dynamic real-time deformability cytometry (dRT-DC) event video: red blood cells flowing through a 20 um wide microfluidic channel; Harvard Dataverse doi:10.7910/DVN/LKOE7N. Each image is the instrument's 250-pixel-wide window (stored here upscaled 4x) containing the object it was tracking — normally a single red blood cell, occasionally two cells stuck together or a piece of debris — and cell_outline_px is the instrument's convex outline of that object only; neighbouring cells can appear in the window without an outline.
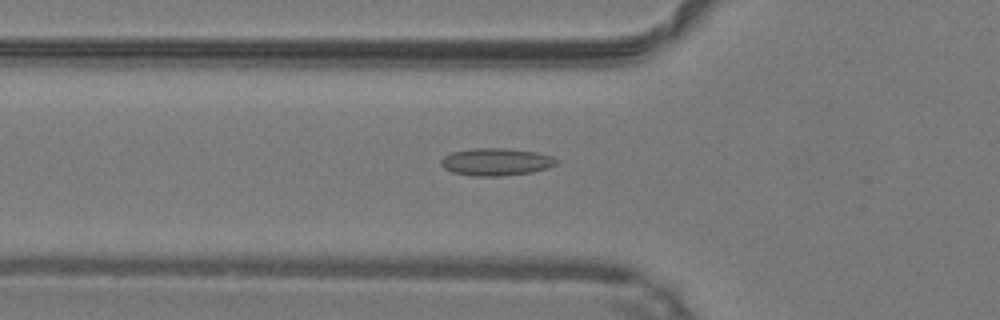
{"species": "common noctule bat (a hibernating species)", "species_latin": "Nyctalus noctula", "temperature_condition": "warm", "stored_images_in_passage": 44, "camera_frame_rate_fps": 3000, "um_per_image_px": 0.085, "animal": {"sex": "male", "body_mass_g": 19.2, "forearm_length_mm": 51.8}, "frame": {"image": 1, "passage_image": 17, "time_ms": 5.333, "image_size_px": [1000, 320], "cell_outline_px": [[560, 160], [556, 164], [548, 168], [532, 172], [500, 176], [476, 176], [452, 172], [444, 168], [440, 164], [440, 160], [444, 156], [452, 152], [472, 148], [504, 148], [536, 152], [552, 156]], "centroid_in_image_um": [42.17, 13.75], "position_along_channel_um": 83.6, "area_um2": 18.5}}
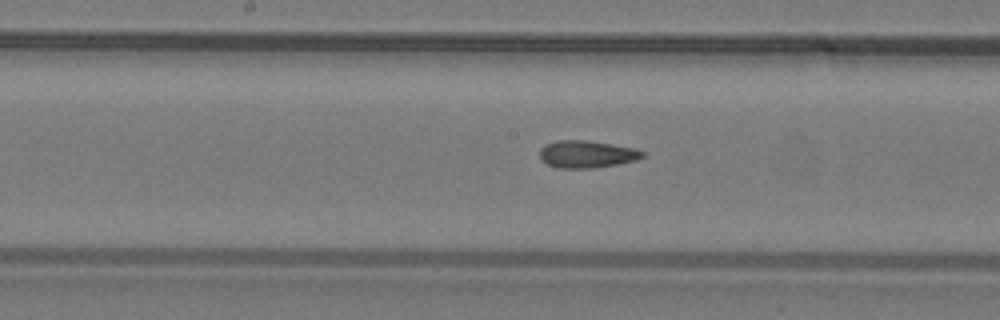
{"frame": {"image": 2, "passage_image": 25, "time_ms": 8.0, "image_size_px": [1000, 320], "cell_outline_px": [[644, 156], [636, 160], [616, 164], [592, 168], [560, 168], [548, 164], [540, 160], [540, 148], [544, 144], [556, 140], [588, 140], [636, 148], [644, 152]], "centroid_in_image_um": [49.85, 13.09], "position_along_channel_um": 198.3, "area_um2": 16.42}}
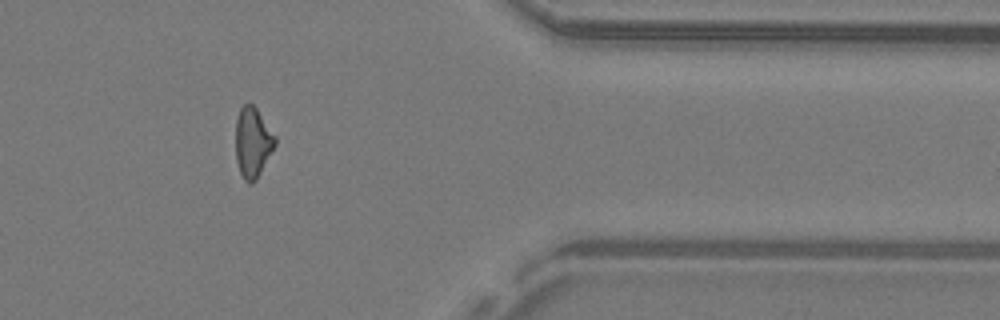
{"frame": {"image": 3, "passage_image": 40, "time_ms": 13.0, "image_size_px": [1000, 320], "cell_outline_px": [[276, 144], [256, 180], [252, 184], [248, 184], [244, 180], [240, 172], [236, 160], [236, 120], [240, 108], [244, 104], [252, 104], [256, 108], [276, 136]], "centroid_in_image_um": [21.48, 12.12], "position_along_channel_um": 389.9, "area_um2": 16.07}, "authors_computed_cell_mechanics": {"area_um2": 16.6464, "velocity_mm_per_s": 4.2599, "shape_relaxation_time_tau1_ms": null, "shape_relaxation_time_tau2_ms": 3.1971, "deformation_change_tau1": null, "deformation_change_tau2": 0.1044}}